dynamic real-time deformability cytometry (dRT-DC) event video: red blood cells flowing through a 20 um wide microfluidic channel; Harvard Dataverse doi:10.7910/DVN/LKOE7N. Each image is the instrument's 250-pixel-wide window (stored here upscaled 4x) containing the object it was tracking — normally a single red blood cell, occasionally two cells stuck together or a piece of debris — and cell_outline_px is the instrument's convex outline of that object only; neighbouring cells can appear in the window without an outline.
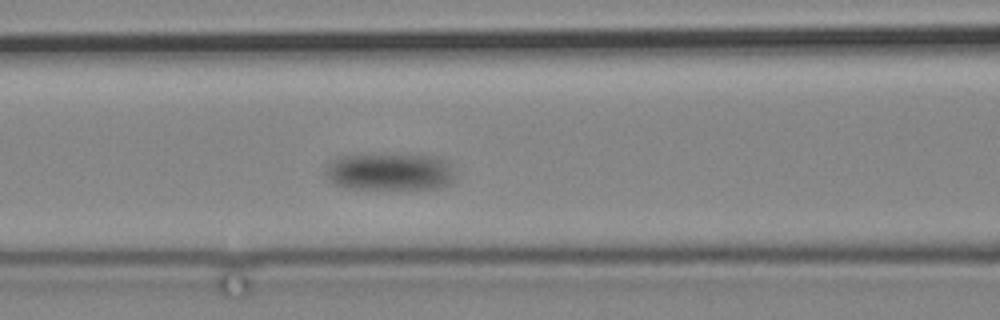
{"species": "common noctule bat (a hibernating species)", "species_latin": "Nyctalus noctula", "temperature_condition": "cold", "stored_images_in_passage": 4, "camera_frame_rate_fps": 3000, "um_per_image_px": 0.085, "animal": {"sex": "male", "body_mass_g": 19.2, "forearm_length_mm": 51.8}, "frame": {"image": 1, "passage_image": 4, "time_ms": 4.333, "image_size_px": [1000, 320], "cell_outline_px": [[452, 180], [448, 184], [440, 188], [344, 188], [332, 184], [328, 180], [324, 172], [324, 168], [332, 160], [340, 156], [428, 156], [444, 160], [448, 164], [452, 172]], "centroid_in_image_um": [33.02, 14.63], "position_along_channel_um": 133.6, "area_um2": 27.28}}